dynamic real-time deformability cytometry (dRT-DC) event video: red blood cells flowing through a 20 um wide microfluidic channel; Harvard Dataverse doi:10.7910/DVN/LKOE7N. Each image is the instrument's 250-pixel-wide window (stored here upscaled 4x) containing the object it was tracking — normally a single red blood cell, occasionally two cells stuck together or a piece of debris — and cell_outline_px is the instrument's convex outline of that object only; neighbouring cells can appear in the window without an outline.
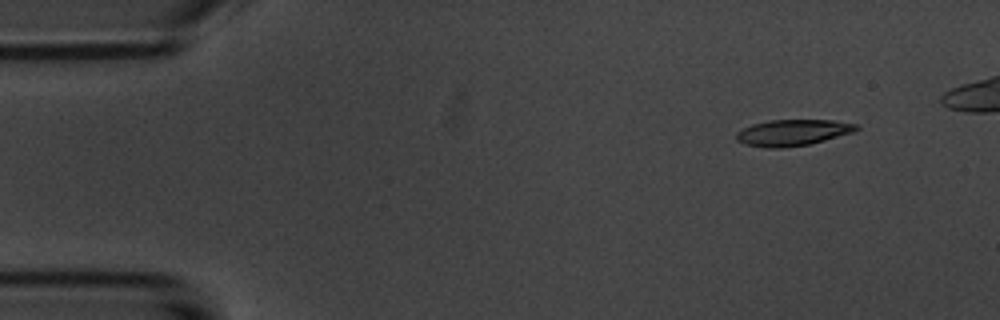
{"species": "common noctule bat (a hibernating species)", "species_latin": "Nyctalus noctula", "temperature_condition": "room temperature", "stored_images_in_passage": 6, "camera_frame_rate_fps": 3000, "um_per_image_px": 0.085, "animal": {"sex": "male", "body_mass_g": 20.1, "forearm_length_mm": 53.5}, "frame": {"image": 1, "passage_image": 2, "time_ms": 1.333, "image_size_px": [1000, 320], "cell_outline_px": [[860, 128], [852, 132], [824, 140], [808, 144], [784, 148], [764, 148], [744, 144], [736, 140], [736, 132], [752, 124], [768, 120], [832, 120], [856, 124]], "centroid_in_image_um": [67.33, 11.27], "position_along_channel_um": 17.7, "area_um2": 18.26}}